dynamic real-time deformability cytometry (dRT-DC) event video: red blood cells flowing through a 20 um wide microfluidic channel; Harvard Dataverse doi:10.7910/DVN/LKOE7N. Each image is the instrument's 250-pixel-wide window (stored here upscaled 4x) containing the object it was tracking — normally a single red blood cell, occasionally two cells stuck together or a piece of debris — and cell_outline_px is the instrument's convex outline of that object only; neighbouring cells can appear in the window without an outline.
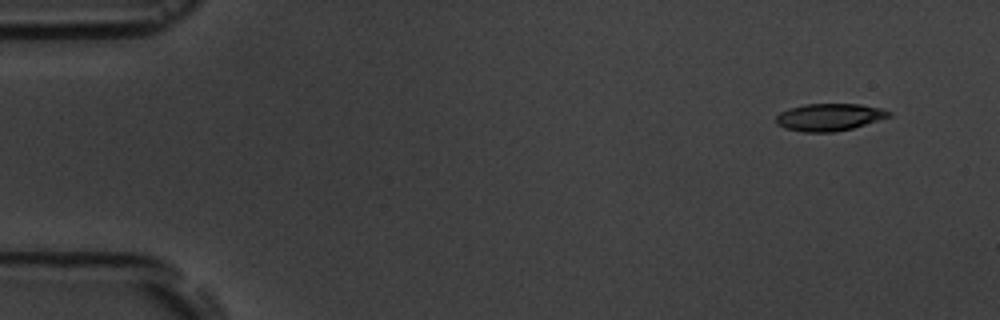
{"species": "common noctule bat (a hibernating species)", "species_latin": "Nyctalus noctula", "temperature_condition": "room temperature", "stored_images_in_passage": 5, "camera_frame_rate_fps": 3000, "um_per_image_px": 0.085, "animal": {"sex": "male", "body_mass_g": 19.5, "forearm_length_mm": 54.6}, "frame": {"image": 1, "passage_image": 1, "time_ms": 0.0, "image_size_px": [1000, 320], "cell_outline_px": [[892, 116], [852, 128], [832, 132], [804, 132], [784, 128], [776, 124], [776, 116], [780, 112], [788, 108], [804, 104], [860, 104], [880, 108], [892, 112]], "centroid_in_image_um": [70.47, 9.95], "position_along_channel_um": 14.5, "area_um2": 17.98}}